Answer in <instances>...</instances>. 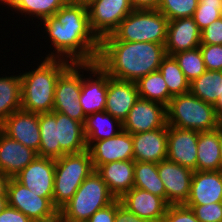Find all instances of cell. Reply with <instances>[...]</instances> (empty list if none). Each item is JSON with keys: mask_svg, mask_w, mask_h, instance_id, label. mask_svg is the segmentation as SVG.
<instances>
[{"mask_svg": "<svg viewBox=\"0 0 222 222\" xmlns=\"http://www.w3.org/2000/svg\"><path fill=\"white\" fill-rule=\"evenodd\" d=\"M40 22L54 47L45 58L96 63L100 40L90 28L88 8L83 3L69 0L53 16Z\"/></svg>", "mask_w": 222, "mask_h": 222, "instance_id": "1", "label": "cell"}, {"mask_svg": "<svg viewBox=\"0 0 222 222\" xmlns=\"http://www.w3.org/2000/svg\"><path fill=\"white\" fill-rule=\"evenodd\" d=\"M165 44L119 41L112 34L100 40L97 64L112 78L136 82L158 71Z\"/></svg>", "mask_w": 222, "mask_h": 222, "instance_id": "2", "label": "cell"}, {"mask_svg": "<svg viewBox=\"0 0 222 222\" xmlns=\"http://www.w3.org/2000/svg\"><path fill=\"white\" fill-rule=\"evenodd\" d=\"M39 157L58 159L87 150L83 123L56 111L39 114Z\"/></svg>", "mask_w": 222, "mask_h": 222, "instance_id": "3", "label": "cell"}, {"mask_svg": "<svg viewBox=\"0 0 222 222\" xmlns=\"http://www.w3.org/2000/svg\"><path fill=\"white\" fill-rule=\"evenodd\" d=\"M67 60L45 58L37 68L22 72L21 109L33 113H51L59 76L71 65Z\"/></svg>", "mask_w": 222, "mask_h": 222, "instance_id": "4", "label": "cell"}, {"mask_svg": "<svg viewBox=\"0 0 222 222\" xmlns=\"http://www.w3.org/2000/svg\"><path fill=\"white\" fill-rule=\"evenodd\" d=\"M222 124L215 105L197 98L190 92L173 96L167 106V125L198 132L217 129Z\"/></svg>", "mask_w": 222, "mask_h": 222, "instance_id": "5", "label": "cell"}, {"mask_svg": "<svg viewBox=\"0 0 222 222\" xmlns=\"http://www.w3.org/2000/svg\"><path fill=\"white\" fill-rule=\"evenodd\" d=\"M115 199L101 175L93 170L60 211L64 221L86 222L96 211L111 204Z\"/></svg>", "mask_w": 222, "mask_h": 222, "instance_id": "6", "label": "cell"}, {"mask_svg": "<svg viewBox=\"0 0 222 222\" xmlns=\"http://www.w3.org/2000/svg\"><path fill=\"white\" fill-rule=\"evenodd\" d=\"M94 170L88 150L55 159L53 205L60 210Z\"/></svg>", "mask_w": 222, "mask_h": 222, "instance_id": "7", "label": "cell"}, {"mask_svg": "<svg viewBox=\"0 0 222 222\" xmlns=\"http://www.w3.org/2000/svg\"><path fill=\"white\" fill-rule=\"evenodd\" d=\"M168 18L159 10H133L112 35L119 41L165 44Z\"/></svg>", "mask_w": 222, "mask_h": 222, "instance_id": "8", "label": "cell"}, {"mask_svg": "<svg viewBox=\"0 0 222 222\" xmlns=\"http://www.w3.org/2000/svg\"><path fill=\"white\" fill-rule=\"evenodd\" d=\"M83 70V63H72L59 76L55 86L53 111L67 115L84 124L86 115L78 101L84 76Z\"/></svg>", "mask_w": 222, "mask_h": 222, "instance_id": "9", "label": "cell"}, {"mask_svg": "<svg viewBox=\"0 0 222 222\" xmlns=\"http://www.w3.org/2000/svg\"><path fill=\"white\" fill-rule=\"evenodd\" d=\"M87 8L90 28L99 40L112 34L134 10L130 0H95Z\"/></svg>", "mask_w": 222, "mask_h": 222, "instance_id": "10", "label": "cell"}, {"mask_svg": "<svg viewBox=\"0 0 222 222\" xmlns=\"http://www.w3.org/2000/svg\"><path fill=\"white\" fill-rule=\"evenodd\" d=\"M8 206L21 211L29 219L38 220L49 217L58 209L53 205V198L40 197L15 178H10L7 187Z\"/></svg>", "mask_w": 222, "mask_h": 222, "instance_id": "11", "label": "cell"}, {"mask_svg": "<svg viewBox=\"0 0 222 222\" xmlns=\"http://www.w3.org/2000/svg\"><path fill=\"white\" fill-rule=\"evenodd\" d=\"M122 124L123 131L132 135L168 127L167 107L158 102L138 98Z\"/></svg>", "mask_w": 222, "mask_h": 222, "instance_id": "12", "label": "cell"}, {"mask_svg": "<svg viewBox=\"0 0 222 222\" xmlns=\"http://www.w3.org/2000/svg\"><path fill=\"white\" fill-rule=\"evenodd\" d=\"M84 71L90 74L89 78L83 77L81 93L78 99L84 114L87 116L92 113L105 111L108 74L97 62L84 63Z\"/></svg>", "mask_w": 222, "mask_h": 222, "instance_id": "13", "label": "cell"}, {"mask_svg": "<svg viewBox=\"0 0 222 222\" xmlns=\"http://www.w3.org/2000/svg\"><path fill=\"white\" fill-rule=\"evenodd\" d=\"M193 170L168 159L158 163V174L166 190L169 205L185 204L190 195Z\"/></svg>", "mask_w": 222, "mask_h": 222, "instance_id": "14", "label": "cell"}, {"mask_svg": "<svg viewBox=\"0 0 222 222\" xmlns=\"http://www.w3.org/2000/svg\"><path fill=\"white\" fill-rule=\"evenodd\" d=\"M0 130L8 137L39 152L41 138L39 114L18 110L0 124Z\"/></svg>", "mask_w": 222, "mask_h": 222, "instance_id": "15", "label": "cell"}, {"mask_svg": "<svg viewBox=\"0 0 222 222\" xmlns=\"http://www.w3.org/2000/svg\"><path fill=\"white\" fill-rule=\"evenodd\" d=\"M198 139V131L168 126L167 159L196 171Z\"/></svg>", "mask_w": 222, "mask_h": 222, "instance_id": "16", "label": "cell"}, {"mask_svg": "<svg viewBox=\"0 0 222 222\" xmlns=\"http://www.w3.org/2000/svg\"><path fill=\"white\" fill-rule=\"evenodd\" d=\"M87 150L94 170L109 162L134 160L132 134L123 130L115 137L94 141Z\"/></svg>", "mask_w": 222, "mask_h": 222, "instance_id": "17", "label": "cell"}, {"mask_svg": "<svg viewBox=\"0 0 222 222\" xmlns=\"http://www.w3.org/2000/svg\"><path fill=\"white\" fill-rule=\"evenodd\" d=\"M55 159L37 157L14 178L40 197L53 198Z\"/></svg>", "mask_w": 222, "mask_h": 222, "instance_id": "18", "label": "cell"}, {"mask_svg": "<svg viewBox=\"0 0 222 222\" xmlns=\"http://www.w3.org/2000/svg\"><path fill=\"white\" fill-rule=\"evenodd\" d=\"M119 200L129 211L151 222H160L169 206L162 197L135 187L126 192Z\"/></svg>", "mask_w": 222, "mask_h": 222, "instance_id": "19", "label": "cell"}, {"mask_svg": "<svg viewBox=\"0 0 222 222\" xmlns=\"http://www.w3.org/2000/svg\"><path fill=\"white\" fill-rule=\"evenodd\" d=\"M201 44V31L193 17L169 20L165 42L166 55L193 50Z\"/></svg>", "mask_w": 222, "mask_h": 222, "instance_id": "20", "label": "cell"}, {"mask_svg": "<svg viewBox=\"0 0 222 222\" xmlns=\"http://www.w3.org/2000/svg\"><path fill=\"white\" fill-rule=\"evenodd\" d=\"M139 98L136 83L118 80L108 75L105 111L122 123Z\"/></svg>", "mask_w": 222, "mask_h": 222, "instance_id": "21", "label": "cell"}, {"mask_svg": "<svg viewBox=\"0 0 222 222\" xmlns=\"http://www.w3.org/2000/svg\"><path fill=\"white\" fill-rule=\"evenodd\" d=\"M38 157V152L8 137L0 130V171L14 178Z\"/></svg>", "mask_w": 222, "mask_h": 222, "instance_id": "22", "label": "cell"}, {"mask_svg": "<svg viewBox=\"0 0 222 222\" xmlns=\"http://www.w3.org/2000/svg\"><path fill=\"white\" fill-rule=\"evenodd\" d=\"M222 202V170L194 171L190 195L184 205H205Z\"/></svg>", "mask_w": 222, "mask_h": 222, "instance_id": "23", "label": "cell"}, {"mask_svg": "<svg viewBox=\"0 0 222 222\" xmlns=\"http://www.w3.org/2000/svg\"><path fill=\"white\" fill-rule=\"evenodd\" d=\"M134 161L159 163L167 159V127L133 134Z\"/></svg>", "mask_w": 222, "mask_h": 222, "instance_id": "24", "label": "cell"}, {"mask_svg": "<svg viewBox=\"0 0 222 222\" xmlns=\"http://www.w3.org/2000/svg\"><path fill=\"white\" fill-rule=\"evenodd\" d=\"M134 160L114 161L101 165L96 171L107 184L108 190L120 199L134 187Z\"/></svg>", "mask_w": 222, "mask_h": 222, "instance_id": "25", "label": "cell"}, {"mask_svg": "<svg viewBox=\"0 0 222 222\" xmlns=\"http://www.w3.org/2000/svg\"><path fill=\"white\" fill-rule=\"evenodd\" d=\"M83 126L87 148L94 141L115 137L123 130L122 122L106 111L87 115Z\"/></svg>", "mask_w": 222, "mask_h": 222, "instance_id": "26", "label": "cell"}, {"mask_svg": "<svg viewBox=\"0 0 222 222\" xmlns=\"http://www.w3.org/2000/svg\"><path fill=\"white\" fill-rule=\"evenodd\" d=\"M219 170H222V164L218 127L215 130L199 132L196 171Z\"/></svg>", "mask_w": 222, "mask_h": 222, "instance_id": "27", "label": "cell"}, {"mask_svg": "<svg viewBox=\"0 0 222 222\" xmlns=\"http://www.w3.org/2000/svg\"><path fill=\"white\" fill-rule=\"evenodd\" d=\"M69 0H0L7 8L17 11L27 17L33 16L38 20H44L53 16ZM35 15V16H34Z\"/></svg>", "mask_w": 222, "mask_h": 222, "instance_id": "28", "label": "cell"}, {"mask_svg": "<svg viewBox=\"0 0 222 222\" xmlns=\"http://www.w3.org/2000/svg\"><path fill=\"white\" fill-rule=\"evenodd\" d=\"M21 109L20 75L0 77V124Z\"/></svg>", "mask_w": 222, "mask_h": 222, "instance_id": "29", "label": "cell"}, {"mask_svg": "<svg viewBox=\"0 0 222 222\" xmlns=\"http://www.w3.org/2000/svg\"><path fill=\"white\" fill-rule=\"evenodd\" d=\"M139 98L169 105L172 95L160 71L152 72L139 78L136 82Z\"/></svg>", "mask_w": 222, "mask_h": 222, "instance_id": "30", "label": "cell"}, {"mask_svg": "<svg viewBox=\"0 0 222 222\" xmlns=\"http://www.w3.org/2000/svg\"><path fill=\"white\" fill-rule=\"evenodd\" d=\"M134 187L162 197L166 201V190L158 174V164L135 161Z\"/></svg>", "mask_w": 222, "mask_h": 222, "instance_id": "31", "label": "cell"}, {"mask_svg": "<svg viewBox=\"0 0 222 222\" xmlns=\"http://www.w3.org/2000/svg\"><path fill=\"white\" fill-rule=\"evenodd\" d=\"M222 71L206 70L190 82L189 92L204 102L216 105L221 96Z\"/></svg>", "mask_w": 222, "mask_h": 222, "instance_id": "32", "label": "cell"}, {"mask_svg": "<svg viewBox=\"0 0 222 222\" xmlns=\"http://www.w3.org/2000/svg\"><path fill=\"white\" fill-rule=\"evenodd\" d=\"M168 91L172 96L181 95L189 92L190 82L179 67L178 62L173 56L166 55L159 66Z\"/></svg>", "mask_w": 222, "mask_h": 222, "instance_id": "33", "label": "cell"}, {"mask_svg": "<svg viewBox=\"0 0 222 222\" xmlns=\"http://www.w3.org/2000/svg\"><path fill=\"white\" fill-rule=\"evenodd\" d=\"M172 56L178 62L179 67L189 82L197 79L206 71L200 47L193 50L180 51Z\"/></svg>", "mask_w": 222, "mask_h": 222, "instance_id": "34", "label": "cell"}, {"mask_svg": "<svg viewBox=\"0 0 222 222\" xmlns=\"http://www.w3.org/2000/svg\"><path fill=\"white\" fill-rule=\"evenodd\" d=\"M198 0H161L158 9L168 20L193 17Z\"/></svg>", "mask_w": 222, "mask_h": 222, "instance_id": "35", "label": "cell"}, {"mask_svg": "<svg viewBox=\"0 0 222 222\" xmlns=\"http://www.w3.org/2000/svg\"><path fill=\"white\" fill-rule=\"evenodd\" d=\"M185 206L193 211L200 222H222V202Z\"/></svg>", "mask_w": 222, "mask_h": 222, "instance_id": "36", "label": "cell"}, {"mask_svg": "<svg viewBox=\"0 0 222 222\" xmlns=\"http://www.w3.org/2000/svg\"><path fill=\"white\" fill-rule=\"evenodd\" d=\"M206 70L222 71V45L200 44Z\"/></svg>", "mask_w": 222, "mask_h": 222, "instance_id": "37", "label": "cell"}, {"mask_svg": "<svg viewBox=\"0 0 222 222\" xmlns=\"http://www.w3.org/2000/svg\"><path fill=\"white\" fill-rule=\"evenodd\" d=\"M160 222H200L193 211L185 206L180 205H169L167 207L165 216Z\"/></svg>", "mask_w": 222, "mask_h": 222, "instance_id": "38", "label": "cell"}, {"mask_svg": "<svg viewBox=\"0 0 222 222\" xmlns=\"http://www.w3.org/2000/svg\"><path fill=\"white\" fill-rule=\"evenodd\" d=\"M222 17L217 8L198 6L194 12L193 19L200 31L209 26L213 21Z\"/></svg>", "mask_w": 222, "mask_h": 222, "instance_id": "39", "label": "cell"}, {"mask_svg": "<svg viewBox=\"0 0 222 222\" xmlns=\"http://www.w3.org/2000/svg\"><path fill=\"white\" fill-rule=\"evenodd\" d=\"M201 44L222 45V17L201 31Z\"/></svg>", "mask_w": 222, "mask_h": 222, "instance_id": "40", "label": "cell"}, {"mask_svg": "<svg viewBox=\"0 0 222 222\" xmlns=\"http://www.w3.org/2000/svg\"><path fill=\"white\" fill-rule=\"evenodd\" d=\"M116 216V199L104 208L96 211L86 222H114Z\"/></svg>", "mask_w": 222, "mask_h": 222, "instance_id": "41", "label": "cell"}, {"mask_svg": "<svg viewBox=\"0 0 222 222\" xmlns=\"http://www.w3.org/2000/svg\"><path fill=\"white\" fill-rule=\"evenodd\" d=\"M114 222H151L140 218L124 207L119 199H116V216Z\"/></svg>", "mask_w": 222, "mask_h": 222, "instance_id": "42", "label": "cell"}, {"mask_svg": "<svg viewBox=\"0 0 222 222\" xmlns=\"http://www.w3.org/2000/svg\"><path fill=\"white\" fill-rule=\"evenodd\" d=\"M0 222H32V220L21 211L7 205L0 213Z\"/></svg>", "mask_w": 222, "mask_h": 222, "instance_id": "43", "label": "cell"}, {"mask_svg": "<svg viewBox=\"0 0 222 222\" xmlns=\"http://www.w3.org/2000/svg\"><path fill=\"white\" fill-rule=\"evenodd\" d=\"M134 10H155L161 0H130Z\"/></svg>", "mask_w": 222, "mask_h": 222, "instance_id": "44", "label": "cell"}, {"mask_svg": "<svg viewBox=\"0 0 222 222\" xmlns=\"http://www.w3.org/2000/svg\"><path fill=\"white\" fill-rule=\"evenodd\" d=\"M198 6L217 8L222 13V0H198Z\"/></svg>", "mask_w": 222, "mask_h": 222, "instance_id": "45", "label": "cell"}, {"mask_svg": "<svg viewBox=\"0 0 222 222\" xmlns=\"http://www.w3.org/2000/svg\"><path fill=\"white\" fill-rule=\"evenodd\" d=\"M10 177L0 171V198L7 197V187Z\"/></svg>", "mask_w": 222, "mask_h": 222, "instance_id": "46", "label": "cell"}, {"mask_svg": "<svg viewBox=\"0 0 222 222\" xmlns=\"http://www.w3.org/2000/svg\"><path fill=\"white\" fill-rule=\"evenodd\" d=\"M32 222H64V219H63L61 211L58 210L56 213H54L53 215L49 217L38 219V220H33Z\"/></svg>", "mask_w": 222, "mask_h": 222, "instance_id": "47", "label": "cell"}, {"mask_svg": "<svg viewBox=\"0 0 222 222\" xmlns=\"http://www.w3.org/2000/svg\"><path fill=\"white\" fill-rule=\"evenodd\" d=\"M220 86H221V88H220L221 96L215 105V110H216L218 118L222 121V82H221Z\"/></svg>", "mask_w": 222, "mask_h": 222, "instance_id": "48", "label": "cell"}, {"mask_svg": "<svg viewBox=\"0 0 222 222\" xmlns=\"http://www.w3.org/2000/svg\"><path fill=\"white\" fill-rule=\"evenodd\" d=\"M7 205H8L7 197H1L0 198V213L5 209Z\"/></svg>", "mask_w": 222, "mask_h": 222, "instance_id": "49", "label": "cell"}, {"mask_svg": "<svg viewBox=\"0 0 222 222\" xmlns=\"http://www.w3.org/2000/svg\"><path fill=\"white\" fill-rule=\"evenodd\" d=\"M219 145H220V155L222 164V124L219 126Z\"/></svg>", "mask_w": 222, "mask_h": 222, "instance_id": "50", "label": "cell"}, {"mask_svg": "<svg viewBox=\"0 0 222 222\" xmlns=\"http://www.w3.org/2000/svg\"><path fill=\"white\" fill-rule=\"evenodd\" d=\"M80 3H83L85 6H88L90 3H92L95 0H74Z\"/></svg>", "mask_w": 222, "mask_h": 222, "instance_id": "51", "label": "cell"}]
</instances>
